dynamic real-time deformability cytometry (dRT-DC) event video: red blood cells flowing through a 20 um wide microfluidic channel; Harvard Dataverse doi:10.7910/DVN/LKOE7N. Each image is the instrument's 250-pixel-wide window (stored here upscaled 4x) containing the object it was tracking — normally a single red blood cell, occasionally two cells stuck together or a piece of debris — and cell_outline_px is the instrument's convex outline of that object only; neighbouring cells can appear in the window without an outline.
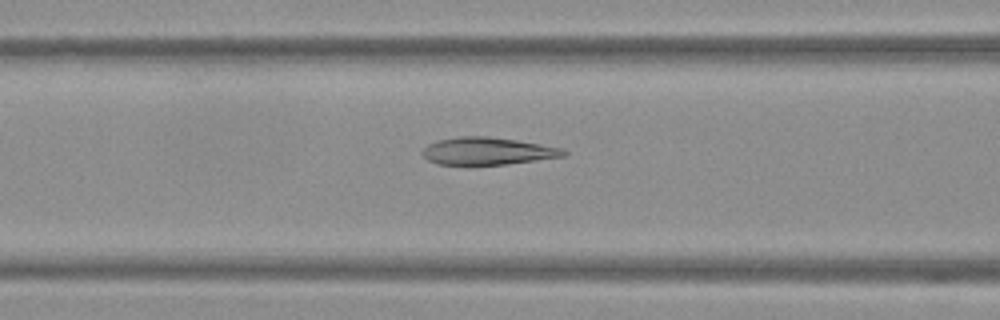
{"species": "Egyptian fruit bat (a non-hibernating species)", "species_latin": "Rousettus aegyptiacus", "temperature_condition": "warm", "stored_images_in_passage": 35, "camera_frame_rate_fps": 3000, "um_per_image_px": 0.085, "frame": {"image": 1, "passage_image": 13, "time_ms": 4.0, "image_size_px": [1000, 320], "cell_outline_px": [[568, 156], [508, 164], [468, 168], [436, 164], [428, 160], [420, 152], [428, 144], [436, 140], [460, 136], [488, 136], [516, 140], [564, 148], [568, 152]], "centroid_in_image_um": [41.41, 12.89], "position_along_channel_um": 125.2, "area_um2": 23.7}}
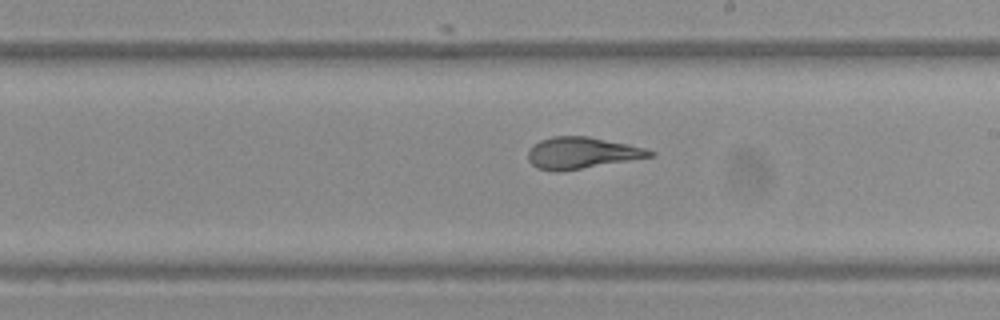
{"frame": {"image": 2, "passage_image": 22, "time_ms": 7.0, "image_size_px": [1000, 320], "cell_outline_px": [[656, 156], [556, 172], [536, 168], [528, 160], [528, 152], [532, 144], [540, 140], [552, 136], [588, 136], [628, 144], [644, 148], [656, 152]], "centroid_in_image_um": [49.43, 12.99], "position_along_channel_um": 239.6, "area_um2": 22.37}}
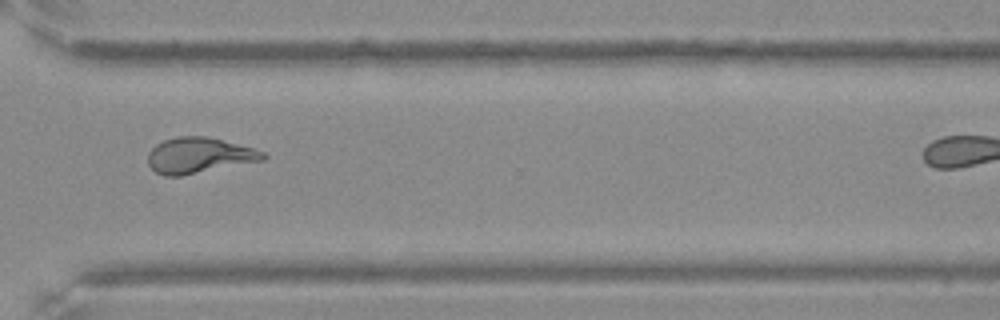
{"frame": {"image": 3, "passage_image": 31, "time_ms": 10.0, "image_size_px": [1000, 320], "cell_outline_px": [[268, 156], [264, 160], [180, 176], [164, 176], [156, 172], [148, 164], [148, 152], [156, 144], [164, 140], [180, 136], [208, 136], [252, 148], [264, 152]], "centroid_in_image_um": [16.91, 13.21], "position_along_channel_um": 353.7, "area_um2": 23.81}}